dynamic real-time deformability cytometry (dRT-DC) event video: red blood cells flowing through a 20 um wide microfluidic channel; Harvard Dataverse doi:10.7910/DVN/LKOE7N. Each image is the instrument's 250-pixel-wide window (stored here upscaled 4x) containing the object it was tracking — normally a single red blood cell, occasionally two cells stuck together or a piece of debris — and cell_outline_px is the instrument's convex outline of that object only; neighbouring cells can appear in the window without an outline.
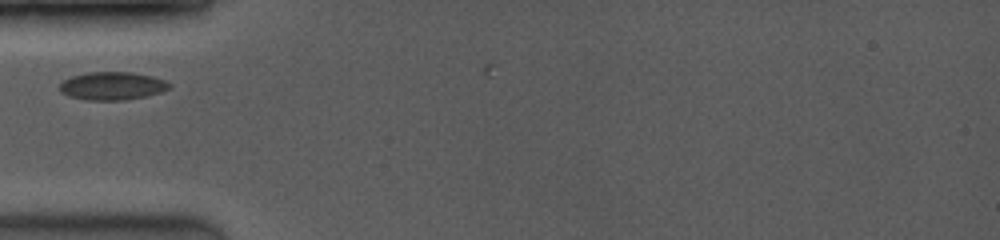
{"species": "common noctule bat (a hibernating species)", "species_latin": "Nyctalus noctula", "temperature_condition": "room temperature", "stored_images_in_passage": 4, "camera_frame_rate_fps": 3500, "um_per_image_px": 0.085, "animal": {"sex": "female", "body_mass_g": 19.0, "forearm_length_mm": 53.3}, "frame": {"image": 1, "passage_image": 3, "time_ms": 1.143, "image_size_px": [1000, 240], "cell_outline_px": [[172, 84], [168, 88], [160, 92], [148, 96], [124, 100], [84, 100], [60, 92], [60, 84], [64, 80], [72, 76], [88, 72], [132, 72], [152, 76], [164, 80]], "centroid_in_image_um": [9.55, 7.3], "position_along_channel_um": 75.4, "area_um2": 17.86}}